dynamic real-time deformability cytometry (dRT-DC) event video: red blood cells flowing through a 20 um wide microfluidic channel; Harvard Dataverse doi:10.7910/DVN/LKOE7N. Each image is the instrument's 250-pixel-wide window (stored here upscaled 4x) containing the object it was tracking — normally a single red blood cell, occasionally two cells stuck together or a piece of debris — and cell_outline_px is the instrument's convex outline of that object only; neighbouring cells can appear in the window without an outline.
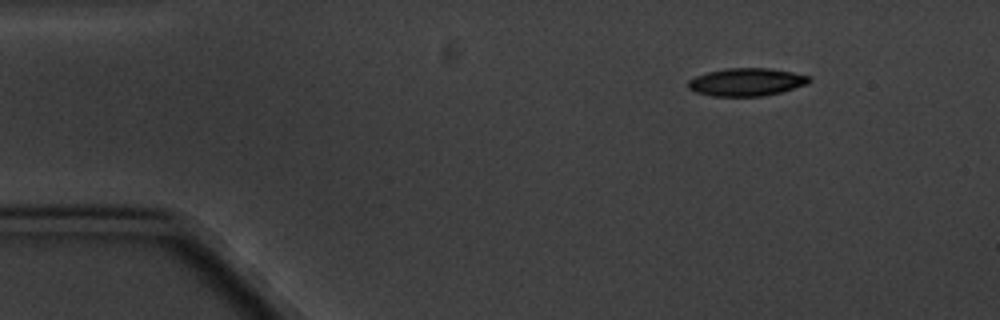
{"species": "common noctule bat (a hibernating species)", "species_latin": "Nyctalus noctula", "temperature_condition": "cold", "stored_images_in_passage": 6, "camera_frame_rate_fps": 3000, "um_per_image_px": 0.085, "animal": {"sex": "male", "body_mass_g": 20.1, "forearm_length_mm": 53.5}, "frame": {"image": 1, "passage_image": 1, "time_ms": 0.0, "image_size_px": [1000, 320], "cell_outline_px": [[812, 80], [808, 84], [780, 92], [764, 96], [712, 96], [696, 92], [688, 88], [688, 80], [696, 76], [708, 72], [724, 68], [768, 68], [792, 72], [808, 76]], "centroid_in_image_um": [63.44, 6.97], "position_along_channel_um": 21.6, "area_um2": 19.59}}
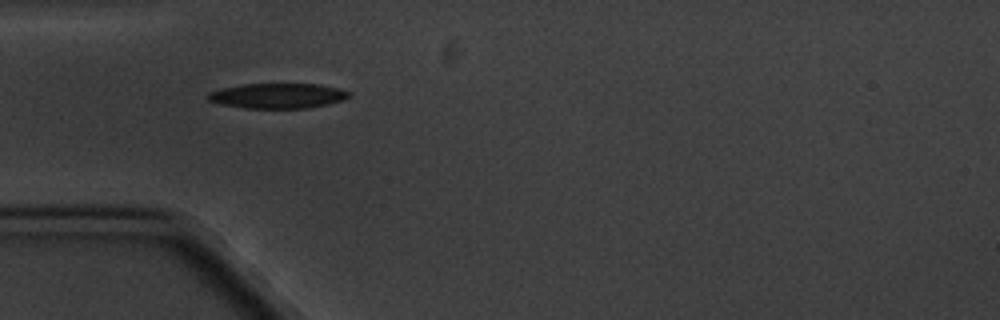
{"frame": {"image": 2, "passage_image": 4, "time_ms": 3.333, "image_size_px": [1000, 320], "cell_outline_px": [[352, 96], [344, 100], [328, 104], [308, 108], [244, 108], [220, 104], [208, 100], [208, 92], [220, 88], [244, 84], [320, 84], [336, 88], [348, 92]], "centroid_in_image_um": [23.59, 8.14], "position_along_channel_um": 61.4, "area_um2": 20.63}}